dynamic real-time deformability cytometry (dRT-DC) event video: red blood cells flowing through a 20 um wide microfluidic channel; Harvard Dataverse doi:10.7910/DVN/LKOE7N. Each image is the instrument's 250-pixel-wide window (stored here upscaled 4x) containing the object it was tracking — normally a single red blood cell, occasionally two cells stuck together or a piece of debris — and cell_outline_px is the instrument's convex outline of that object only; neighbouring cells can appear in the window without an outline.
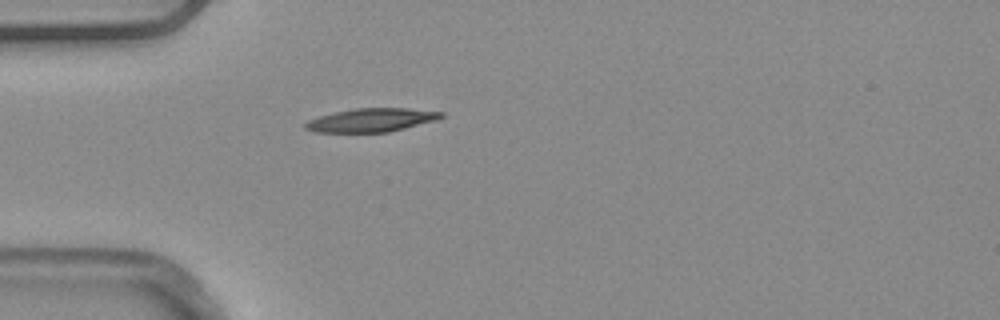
{"species": "common noctule bat (a hibernating species)", "species_latin": "Nyctalus noctula", "temperature_condition": "warm", "stored_images_in_passage": 1, "camera_frame_rate_fps": 3000, "um_per_image_px": 0.085, "animal": {"sex": "male", "body_mass_g": 20.4}, "frame": {"image": 1, "passage_image": 1, "time_ms": 0.0, "image_size_px": [1000, 320], "cell_outline_px": [[444, 116], [436, 120], [388, 132], [312, 132], [304, 128], [304, 124], [308, 120], [320, 116], [336, 112], [356, 108], [408, 108], [444, 112]], "centroid_in_image_um": [31.56, 10.2], "position_along_channel_um": 53.4, "area_um2": 18.5}}